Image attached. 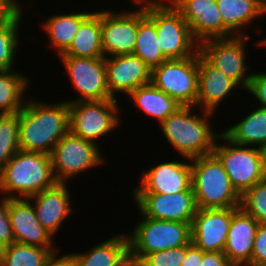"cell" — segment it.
<instances>
[{"label":"cell","mask_w":266,"mask_h":266,"mask_svg":"<svg viewBox=\"0 0 266 266\" xmlns=\"http://www.w3.org/2000/svg\"><path fill=\"white\" fill-rule=\"evenodd\" d=\"M43 101L29 95L18 112L19 148L50 155L56 143L69 132V105L65 100Z\"/></svg>","instance_id":"1"},{"label":"cell","mask_w":266,"mask_h":266,"mask_svg":"<svg viewBox=\"0 0 266 266\" xmlns=\"http://www.w3.org/2000/svg\"><path fill=\"white\" fill-rule=\"evenodd\" d=\"M196 106H180L159 124V129L166 143L173 147L182 158L193 159L213 153L218 136L210 124L213 112L202 110L200 114L194 111Z\"/></svg>","instance_id":"2"},{"label":"cell","mask_w":266,"mask_h":266,"mask_svg":"<svg viewBox=\"0 0 266 266\" xmlns=\"http://www.w3.org/2000/svg\"><path fill=\"white\" fill-rule=\"evenodd\" d=\"M57 182L49 154L17 151L0 172V192L9 199L28 198Z\"/></svg>","instance_id":"3"},{"label":"cell","mask_w":266,"mask_h":266,"mask_svg":"<svg viewBox=\"0 0 266 266\" xmlns=\"http://www.w3.org/2000/svg\"><path fill=\"white\" fill-rule=\"evenodd\" d=\"M190 164L191 186L198 209L240 207V195L213 153L190 159Z\"/></svg>","instance_id":"4"},{"label":"cell","mask_w":266,"mask_h":266,"mask_svg":"<svg viewBox=\"0 0 266 266\" xmlns=\"http://www.w3.org/2000/svg\"><path fill=\"white\" fill-rule=\"evenodd\" d=\"M139 214L141 220H138L132 232L127 233L131 266H135L148 253L191 243L190 223L148 218L140 211Z\"/></svg>","instance_id":"5"},{"label":"cell","mask_w":266,"mask_h":266,"mask_svg":"<svg viewBox=\"0 0 266 266\" xmlns=\"http://www.w3.org/2000/svg\"><path fill=\"white\" fill-rule=\"evenodd\" d=\"M146 14L156 24L158 47L168 60L192 57L199 51L187 22L169 0H154L146 6Z\"/></svg>","instance_id":"6"},{"label":"cell","mask_w":266,"mask_h":266,"mask_svg":"<svg viewBox=\"0 0 266 266\" xmlns=\"http://www.w3.org/2000/svg\"><path fill=\"white\" fill-rule=\"evenodd\" d=\"M217 141H223L224 144ZM213 154L222 163L232 187L241 196L265 179L260 148L233 143L222 132L218 136Z\"/></svg>","instance_id":"7"},{"label":"cell","mask_w":266,"mask_h":266,"mask_svg":"<svg viewBox=\"0 0 266 266\" xmlns=\"http://www.w3.org/2000/svg\"><path fill=\"white\" fill-rule=\"evenodd\" d=\"M69 131L100 145L101 137L122 125L118 99L68 102Z\"/></svg>","instance_id":"8"},{"label":"cell","mask_w":266,"mask_h":266,"mask_svg":"<svg viewBox=\"0 0 266 266\" xmlns=\"http://www.w3.org/2000/svg\"><path fill=\"white\" fill-rule=\"evenodd\" d=\"M99 145L92 141L66 133L52 150L51 164L57 183H69L77 175L104 165L107 161ZM106 159V160H105Z\"/></svg>","instance_id":"9"},{"label":"cell","mask_w":266,"mask_h":266,"mask_svg":"<svg viewBox=\"0 0 266 266\" xmlns=\"http://www.w3.org/2000/svg\"><path fill=\"white\" fill-rule=\"evenodd\" d=\"M151 83L181 106H196L198 52L185 59H169L151 70Z\"/></svg>","instance_id":"10"},{"label":"cell","mask_w":266,"mask_h":266,"mask_svg":"<svg viewBox=\"0 0 266 266\" xmlns=\"http://www.w3.org/2000/svg\"><path fill=\"white\" fill-rule=\"evenodd\" d=\"M249 38L248 35L215 38L199 44V52L244 90H247L253 75V73H248L250 65L247 64L250 63L246 62L248 46L245 45Z\"/></svg>","instance_id":"11"},{"label":"cell","mask_w":266,"mask_h":266,"mask_svg":"<svg viewBox=\"0 0 266 266\" xmlns=\"http://www.w3.org/2000/svg\"><path fill=\"white\" fill-rule=\"evenodd\" d=\"M77 98L66 102L114 99L107 88L105 57L59 56Z\"/></svg>","instance_id":"12"},{"label":"cell","mask_w":266,"mask_h":266,"mask_svg":"<svg viewBox=\"0 0 266 266\" xmlns=\"http://www.w3.org/2000/svg\"><path fill=\"white\" fill-rule=\"evenodd\" d=\"M139 210L145 217L192 224L198 207L192 186L178 193H132Z\"/></svg>","instance_id":"13"},{"label":"cell","mask_w":266,"mask_h":266,"mask_svg":"<svg viewBox=\"0 0 266 266\" xmlns=\"http://www.w3.org/2000/svg\"><path fill=\"white\" fill-rule=\"evenodd\" d=\"M138 8V9H137ZM121 11L101 10V40L104 57L132 54L136 44L139 7Z\"/></svg>","instance_id":"14"},{"label":"cell","mask_w":266,"mask_h":266,"mask_svg":"<svg viewBox=\"0 0 266 266\" xmlns=\"http://www.w3.org/2000/svg\"><path fill=\"white\" fill-rule=\"evenodd\" d=\"M182 14L193 38L200 44L208 39L235 36L224 24L216 0H169Z\"/></svg>","instance_id":"15"},{"label":"cell","mask_w":266,"mask_h":266,"mask_svg":"<svg viewBox=\"0 0 266 266\" xmlns=\"http://www.w3.org/2000/svg\"><path fill=\"white\" fill-rule=\"evenodd\" d=\"M184 160L163 161L145 168V172H141L140 185L133 187L131 193L174 194L187 191L191 187V164L190 159Z\"/></svg>","instance_id":"16"},{"label":"cell","mask_w":266,"mask_h":266,"mask_svg":"<svg viewBox=\"0 0 266 266\" xmlns=\"http://www.w3.org/2000/svg\"><path fill=\"white\" fill-rule=\"evenodd\" d=\"M239 208L198 209L191 224V242L203 252H223L232 215Z\"/></svg>","instance_id":"17"},{"label":"cell","mask_w":266,"mask_h":266,"mask_svg":"<svg viewBox=\"0 0 266 266\" xmlns=\"http://www.w3.org/2000/svg\"><path fill=\"white\" fill-rule=\"evenodd\" d=\"M106 83L114 99L151 83V69L135 54L105 57Z\"/></svg>","instance_id":"18"},{"label":"cell","mask_w":266,"mask_h":266,"mask_svg":"<svg viewBox=\"0 0 266 266\" xmlns=\"http://www.w3.org/2000/svg\"><path fill=\"white\" fill-rule=\"evenodd\" d=\"M69 188L68 183H56L52 188L27 198L34 207L39 223L54 237L64 220L75 210L71 208Z\"/></svg>","instance_id":"19"},{"label":"cell","mask_w":266,"mask_h":266,"mask_svg":"<svg viewBox=\"0 0 266 266\" xmlns=\"http://www.w3.org/2000/svg\"><path fill=\"white\" fill-rule=\"evenodd\" d=\"M238 86L198 51V83L196 109L215 112ZM235 89V91H234ZM232 91V92H231ZM224 100V101H223Z\"/></svg>","instance_id":"20"},{"label":"cell","mask_w":266,"mask_h":266,"mask_svg":"<svg viewBox=\"0 0 266 266\" xmlns=\"http://www.w3.org/2000/svg\"><path fill=\"white\" fill-rule=\"evenodd\" d=\"M8 215L15 242L36 247H54V236L38 221L27 198L9 199Z\"/></svg>","instance_id":"21"},{"label":"cell","mask_w":266,"mask_h":266,"mask_svg":"<svg viewBox=\"0 0 266 266\" xmlns=\"http://www.w3.org/2000/svg\"><path fill=\"white\" fill-rule=\"evenodd\" d=\"M258 222L239 208L229 226L223 253L232 266H250Z\"/></svg>","instance_id":"22"},{"label":"cell","mask_w":266,"mask_h":266,"mask_svg":"<svg viewBox=\"0 0 266 266\" xmlns=\"http://www.w3.org/2000/svg\"><path fill=\"white\" fill-rule=\"evenodd\" d=\"M75 266H131L127 233L114 235L83 253H69Z\"/></svg>","instance_id":"23"},{"label":"cell","mask_w":266,"mask_h":266,"mask_svg":"<svg viewBox=\"0 0 266 266\" xmlns=\"http://www.w3.org/2000/svg\"><path fill=\"white\" fill-rule=\"evenodd\" d=\"M216 3L223 24L235 36H249L245 30L250 28L256 19L266 16V0H216Z\"/></svg>","instance_id":"24"},{"label":"cell","mask_w":266,"mask_h":266,"mask_svg":"<svg viewBox=\"0 0 266 266\" xmlns=\"http://www.w3.org/2000/svg\"><path fill=\"white\" fill-rule=\"evenodd\" d=\"M60 56L104 57L101 40V10L92 11L81 22L71 45Z\"/></svg>","instance_id":"25"},{"label":"cell","mask_w":266,"mask_h":266,"mask_svg":"<svg viewBox=\"0 0 266 266\" xmlns=\"http://www.w3.org/2000/svg\"><path fill=\"white\" fill-rule=\"evenodd\" d=\"M88 11V12H87ZM84 12H72L68 14H56L49 16L45 21L41 22L43 31H45L50 43V47L58 52L56 55L63 54L71 45L75 34L81 22L92 12L87 10Z\"/></svg>","instance_id":"26"},{"label":"cell","mask_w":266,"mask_h":266,"mask_svg":"<svg viewBox=\"0 0 266 266\" xmlns=\"http://www.w3.org/2000/svg\"><path fill=\"white\" fill-rule=\"evenodd\" d=\"M222 132L233 143L261 148L266 144V108L256 107Z\"/></svg>","instance_id":"27"},{"label":"cell","mask_w":266,"mask_h":266,"mask_svg":"<svg viewBox=\"0 0 266 266\" xmlns=\"http://www.w3.org/2000/svg\"><path fill=\"white\" fill-rule=\"evenodd\" d=\"M127 98L135 104L136 109L139 110L140 108V111H143L148 117L155 118L158 124L181 106L152 83L140 86L132 91Z\"/></svg>","instance_id":"28"},{"label":"cell","mask_w":266,"mask_h":266,"mask_svg":"<svg viewBox=\"0 0 266 266\" xmlns=\"http://www.w3.org/2000/svg\"><path fill=\"white\" fill-rule=\"evenodd\" d=\"M155 22L146 14V7H139V24L133 54L140 57L152 70L168 60L160 50Z\"/></svg>","instance_id":"29"},{"label":"cell","mask_w":266,"mask_h":266,"mask_svg":"<svg viewBox=\"0 0 266 266\" xmlns=\"http://www.w3.org/2000/svg\"><path fill=\"white\" fill-rule=\"evenodd\" d=\"M29 79L15 68L0 71V114L18 113L23 108L26 90L31 86Z\"/></svg>","instance_id":"30"},{"label":"cell","mask_w":266,"mask_h":266,"mask_svg":"<svg viewBox=\"0 0 266 266\" xmlns=\"http://www.w3.org/2000/svg\"><path fill=\"white\" fill-rule=\"evenodd\" d=\"M20 3L1 23H0V71L14 69L16 65L17 52H20L19 30L24 17V8ZM23 15V16H22ZM15 62V63H14Z\"/></svg>","instance_id":"31"},{"label":"cell","mask_w":266,"mask_h":266,"mask_svg":"<svg viewBox=\"0 0 266 266\" xmlns=\"http://www.w3.org/2000/svg\"><path fill=\"white\" fill-rule=\"evenodd\" d=\"M58 250L56 247H36L13 242L3 247L1 266H45Z\"/></svg>","instance_id":"32"},{"label":"cell","mask_w":266,"mask_h":266,"mask_svg":"<svg viewBox=\"0 0 266 266\" xmlns=\"http://www.w3.org/2000/svg\"><path fill=\"white\" fill-rule=\"evenodd\" d=\"M19 150L18 113L0 114V172Z\"/></svg>","instance_id":"33"},{"label":"cell","mask_w":266,"mask_h":266,"mask_svg":"<svg viewBox=\"0 0 266 266\" xmlns=\"http://www.w3.org/2000/svg\"><path fill=\"white\" fill-rule=\"evenodd\" d=\"M240 208L258 223H266V179L240 196Z\"/></svg>","instance_id":"34"},{"label":"cell","mask_w":266,"mask_h":266,"mask_svg":"<svg viewBox=\"0 0 266 266\" xmlns=\"http://www.w3.org/2000/svg\"><path fill=\"white\" fill-rule=\"evenodd\" d=\"M186 245L146 254L135 266H182Z\"/></svg>","instance_id":"35"},{"label":"cell","mask_w":266,"mask_h":266,"mask_svg":"<svg viewBox=\"0 0 266 266\" xmlns=\"http://www.w3.org/2000/svg\"><path fill=\"white\" fill-rule=\"evenodd\" d=\"M250 266H266V223L256 229Z\"/></svg>","instance_id":"36"},{"label":"cell","mask_w":266,"mask_h":266,"mask_svg":"<svg viewBox=\"0 0 266 266\" xmlns=\"http://www.w3.org/2000/svg\"><path fill=\"white\" fill-rule=\"evenodd\" d=\"M15 242V238L8 215V198L1 196L0 199V246L6 247Z\"/></svg>","instance_id":"37"},{"label":"cell","mask_w":266,"mask_h":266,"mask_svg":"<svg viewBox=\"0 0 266 266\" xmlns=\"http://www.w3.org/2000/svg\"><path fill=\"white\" fill-rule=\"evenodd\" d=\"M252 73L253 75L246 91L250 93V97H254L258 101L259 107L266 108V71H254Z\"/></svg>","instance_id":"38"},{"label":"cell","mask_w":266,"mask_h":266,"mask_svg":"<svg viewBox=\"0 0 266 266\" xmlns=\"http://www.w3.org/2000/svg\"><path fill=\"white\" fill-rule=\"evenodd\" d=\"M201 266H232L223 252H203Z\"/></svg>","instance_id":"39"},{"label":"cell","mask_w":266,"mask_h":266,"mask_svg":"<svg viewBox=\"0 0 266 266\" xmlns=\"http://www.w3.org/2000/svg\"><path fill=\"white\" fill-rule=\"evenodd\" d=\"M202 250L192 242L186 245V256L182 266H201Z\"/></svg>","instance_id":"40"},{"label":"cell","mask_w":266,"mask_h":266,"mask_svg":"<svg viewBox=\"0 0 266 266\" xmlns=\"http://www.w3.org/2000/svg\"><path fill=\"white\" fill-rule=\"evenodd\" d=\"M59 252L54 253L47 261L45 266H75V263L69 253L58 256Z\"/></svg>","instance_id":"41"},{"label":"cell","mask_w":266,"mask_h":266,"mask_svg":"<svg viewBox=\"0 0 266 266\" xmlns=\"http://www.w3.org/2000/svg\"><path fill=\"white\" fill-rule=\"evenodd\" d=\"M154 0H129L128 2H131L133 6L137 7H146L148 4H151Z\"/></svg>","instance_id":"42"},{"label":"cell","mask_w":266,"mask_h":266,"mask_svg":"<svg viewBox=\"0 0 266 266\" xmlns=\"http://www.w3.org/2000/svg\"><path fill=\"white\" fill-rule=\"evenodd\" d=\"M264 171H266V144L260 148Z\"/></svg>","instance_id":"43"},{"label":"cell","mask_w":266,"mask_h":266,"mask_svg":"<svg viewBox=\"0 0 266 266\" xmlns=\"http://www.w3.org/2000/svg\"><path fill=\"white\" fill-rule=\"evenodd\" d=\"M257 44H258L259 48L262 47V46L264 48H266V37L265 38H261V40H258V42L256 43V47H257Z\"/></svg>","instance_id":"44"},{"label":"cell","mask_w":266,"mask_h":266,"mask_svg":"<svg viewBox=\"0 0 266 266\" xmlns=\"http://www.w3.org/2000/svg\"><path fill=\"white\" fill-rule=\"evenodd\" d=\"M2 247L0 246V266H1V259H2Z\"/></svg>","instance_id":"45"}]
</instances>
